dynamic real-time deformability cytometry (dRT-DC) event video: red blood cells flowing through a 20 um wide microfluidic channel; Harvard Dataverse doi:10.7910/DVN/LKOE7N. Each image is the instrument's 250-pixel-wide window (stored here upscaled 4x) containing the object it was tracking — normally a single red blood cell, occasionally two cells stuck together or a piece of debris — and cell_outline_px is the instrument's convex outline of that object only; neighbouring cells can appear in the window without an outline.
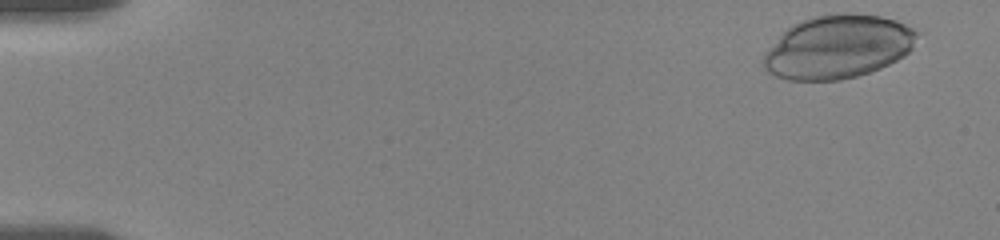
{"species": "human", "species_latin": "Homo sapiens", "temperature_condition": "room temperature", "stored_images_in_passage": 18, "camera_frame_rate_fps": 3000, "um_per_image_px": 0.085, "donor": {"sex": "female"}, "frame": {"image": 1, "passage_image": 2, "time_ms": 0.333, "image_size_px": [1000, 240], "cell_outline_px": [[920, 32], [912, 48], [904, 56], [880, 68], [856, 76], [840, 80], [788, 80], [776, 76], [768, 72], [764, 68], [764, 52], [792, 24], [816, 16], [848, 12], [880, 16], [896, 20]], "centroid_in_image_um": [71.24, 3.98], "position_along_channel_um": 13.8, "area_um2": 56.47}}